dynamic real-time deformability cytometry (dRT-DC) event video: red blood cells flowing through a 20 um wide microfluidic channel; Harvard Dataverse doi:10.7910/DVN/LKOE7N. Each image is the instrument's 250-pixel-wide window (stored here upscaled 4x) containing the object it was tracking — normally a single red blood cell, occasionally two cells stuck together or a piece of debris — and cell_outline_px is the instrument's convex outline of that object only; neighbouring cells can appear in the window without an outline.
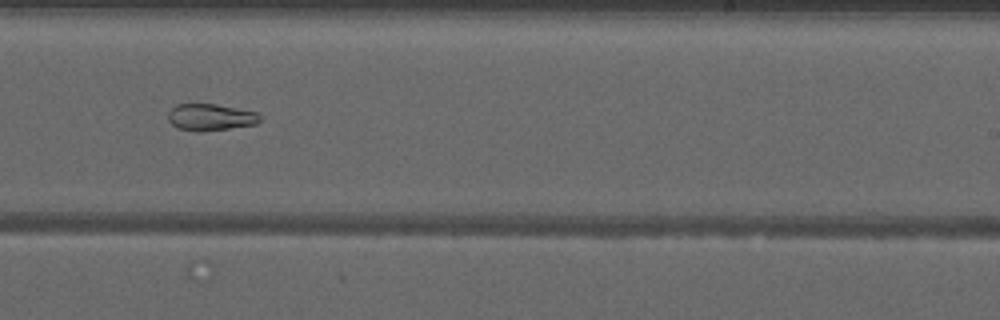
{"species": "common noctule bat (a hibernating species)", "species_latin": "Nyctalus noctula", "temperature_condition": "warm", "stored_images_in_passage": 51, "segment_of_instrument_passage": [2, 2], "camera_frame_rate_fps": 3000, "um_per_image_px": 0.085, "animal": {"sex": "male", "forearm_length_mm": 52.5}, "frame": {"image": 1, "passage_image": 33, "time_ms": 10.667, "image_size_px": [1000, 320], "cell_outline_px": [[260, 120], [256, 124], [200, 132], [196, 132], [176, 128], [168, 120], [168, 112], [176, 104], [216, 104], [256, 112], [260, 116]], "centroid_in_image_um": [17.85, 9.97], "position_along_channel_um": 271.2, "area_um2": 14.28}}
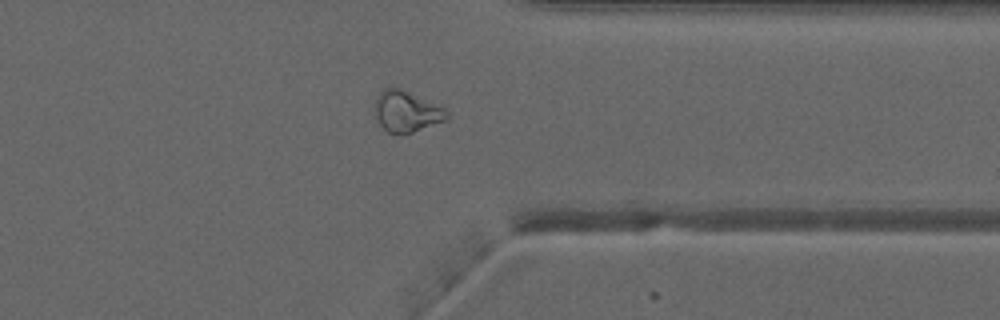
{"frame": {"image": 2, "passage_image": 41, "time_ms": 13.333, "image_size_px": [1000, 320], "cell_outline_px": [[448, 116], [444, 120], [412, 132], [400, 136], [388, 132], [380, 124], [376, 116], [376, 100], [380, 92], [384, 88], [400, 88], [444, 108], [448, 112]], "centroid_in_image_um": [34.53, 9.49], "position_along_channel_um": 376.9, "area_um2": 16.76}}
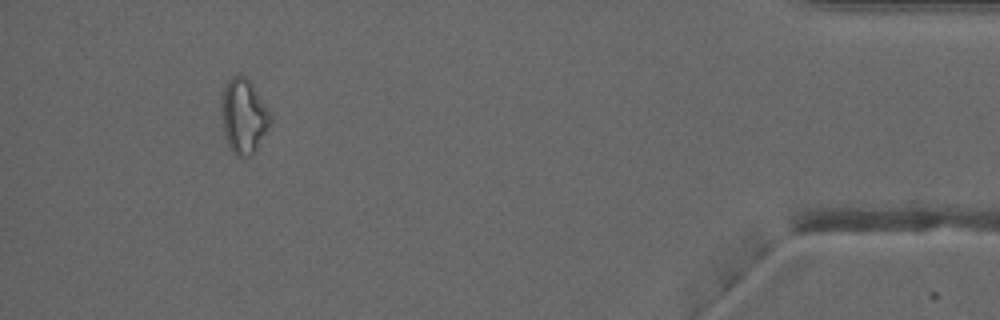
{"frame": {"image": 3, "passage_image": 48, "time_ms": 15.667, "image_size_px": [1000, 320], "cell_outline_px": [[272, 124], [252, 152], [248, 156], [236, 156], [232, 152], [228, 144], [224, 132], [220, 108], [220, 104], [224, 88], [228, 80], [232, 76], [244, 76], [252, 84], [272, 112]], "centroid_in_image_um": [20.72, 9.85], "position_along_channel_um": 414.5, "area_um2": 21.27}}